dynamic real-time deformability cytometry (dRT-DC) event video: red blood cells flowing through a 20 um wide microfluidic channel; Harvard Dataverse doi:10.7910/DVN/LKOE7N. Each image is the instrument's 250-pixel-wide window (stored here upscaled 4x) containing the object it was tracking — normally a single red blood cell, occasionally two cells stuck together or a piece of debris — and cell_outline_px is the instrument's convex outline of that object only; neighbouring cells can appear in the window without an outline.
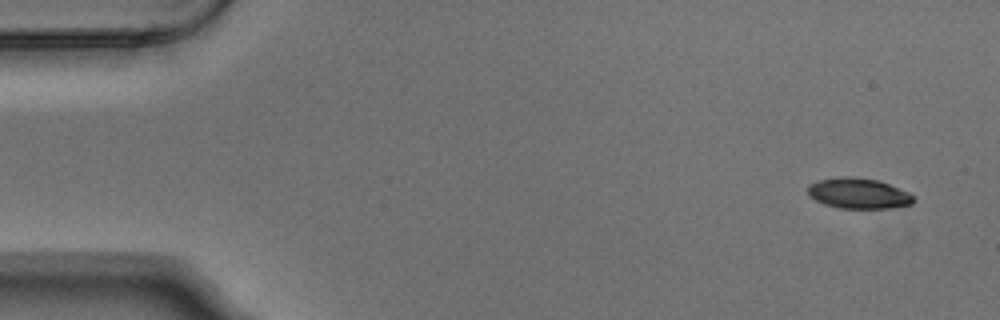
{"species": "Egyptian fruit bat (a non-hibernating species)", "species_latin": "Rousettus aegyptiacus", "temperature_condition": "warm", "stored_images_in_passage": 4, "camera_frame_rate_fps": 3000, "um_per_image_px": 0.085, "animal": {"sex": "male"}, "frame": {"image": 1, "passage_image": 1, "time_ms": 0.0, "image_size_px": [1000, 320], "cell_outline_px": [[916, 200], [912, 204], [892, 208], [840, 208], [824, 204], [816, 200], [808, 192], [808, 184], [820, 180], [840, 176], [852, 176], [880, 180], [908, 192]], "centroid_in_image_um": [73.0, 16.43], "position_along_channel_um": 12.0, "area_um2": 18.84}}
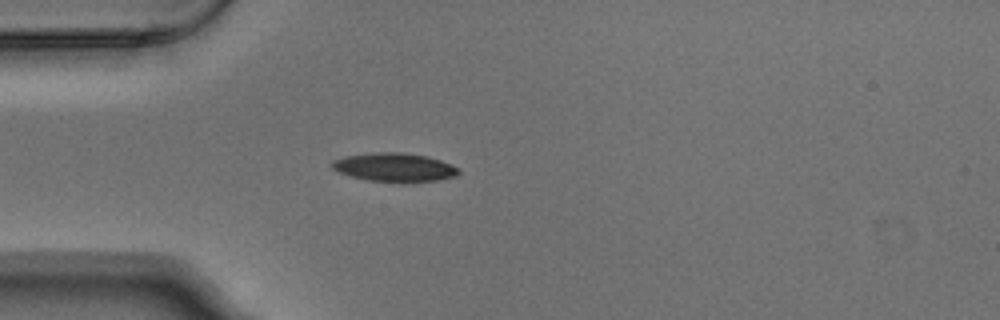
{"frame": {"image": 2, "passage_image": 4, "time_ms": 1.0, "image_size_px": [1000, 320], "cell_outline_px": [[460, 172], [456, 176], [436, 180], [412, 184], [404, 184], [368, 180], [352, 176], [340, 172], [332, 168], [328, 164], [332, 160], [344, 156], [372, 152], [404, 152], [428, 156], [440, 160], [460, 168]], "centroid_in_image_um": [33.54, 14.23], "position_along_channel_um": 51.5, "area_um2": 21.79}}